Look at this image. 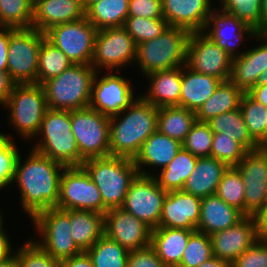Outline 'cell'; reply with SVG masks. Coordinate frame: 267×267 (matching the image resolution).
<instances>
[{"mask_svg": "<svg viewBox=\"0 0 267 267\" xmlns=\"http://www.w3.org/2000/svg\"><path fill=\"white\" fill-rule=\"evenodd\" d=\"M20 156L13 182L19 186L22 210L32 219L39 212L57 206L65 166L35 150L23 163Z\"/></svg>", "mask_w": 267, "mask_h": 267, "instance_id": "obj_1", "label": "cell"}, {"mask_svg": "<svg viewBox=\"0 0 267 267\" xmlns=\"http://www.w3.org/2000/svg\"><path fill=\"white\" fill-rule=\"evenodd\" d=\"M158 109L140 96L110 117V155L134 160L142 144L157 131Z\"/></svg>", "mask_w": 267, "mask_h": 267, "instance_id": "obj_2", "label": "cell"}, {"mask_svg": "<svg viewBox=\"0 0 267 267\" xmlns=\"http://www.w3.org/2000/svg\"><path fill=\"white\" fill-rule=\"evenodd\" d=\"M82 167L100 191L103 214L123 205L132 181L139 174L133 160L111 155L87 159Z\"/></svg>", "mask_w": 267, "mask_h": 267, "instance_id": "obj_3", "label": "cell"}, {"mask_svg": "<svg viewBox=\"0 0 267 267\" xmlns=\"http://www.w3.org/2000/svg\"><path fill=\"white\" fill-rule=\"evenodd\" d=\"M191 32L169 26L162 34L137 44L135 64L147 76L186 64L187 46Z\"/></svg>", "mask_w": 267, "mask_h": 267, "instance_id": "obj_4", "label": "cell"}, {"mask_svg": "<svg viewBox=\"0 0 267 267\" xmlns=\"http://www.w3.org/2000/svg\"><path fill=\"white\" fill-rule=\"evenodd\" d=\"M96 73L91 65L73 64L59 76L44 82L48 108L72 111L89 107Z\"/></svg>", "mask_w": 267, "mask_h": 267, "instance_id": "obj_5", "label": "cell"}, {"mask_svg": "<svg viewBox=\"0 0 267 267\" xmlns=\"http://www.w3.org/2000/svg\"><path fill=\"white\" fill-rule=\"evenodd\" d=\"M37 135H43V138L33 146V150L65 167H82L71 129V111L48 108Z\"/></svg>", "mask_w": 267, "mask_h": 267, "instance_id": "obj_6", "label": "cell"}, {"mask_svg": "<svg viewBox=\"0 0 267 267\" xmlns=\"http://www.w3.org/2000/svg\"><path fill=\"white\" fill-rule=\"evenodd\" d=\"M2 106L9 109L11 126L28 139L37 135L48 109L43 86L38 83L15 84Z\"/></svg>", "mask_w": 267, "mask_h": 267, "instance_id": "obj_7", "label": "cell"}, {"mask_svg": "<svg viewBox=\"0 0 267 267\" xmlns=\"http://www.w3.org/2000/svg\"><path fill=\"white\" fill-rule=\"evenodd\" d=\"M71 129L81 164L87 159L110 155V118L87 107L71 111Z\"/></svg>", "mask_w": 267, "mask_h": 267, "instance_id": "obj_8", "label": "cell"}, {"mask_svg": "<svg viewBox=\"0 0 267 267\" xmlns=\"http://www.w3.org/2000/svg\"><path fill=\"white\" fill-rule=\"evenodd\" d=\"M32 221L43 239L35 242L58 262L82 252L72 239L70 210L51 207L36 214Z\"/></svg>", "mask_w": 267, "mask_h": 267, "instance_id": "obj_9", "label": "cell"}, {"mask_svg": "<svg viewBox=\"0 0 267 267\" xmlns=\"http://www.w3.org/2000/svg\"><path fill=\"white\" fill-rule=\"evenodd\" d=\"M45 34L16 28L9 36L7 72L16 84L37 83L39 50Z\"/></svg>", "mask_w": 267, "mask_h": 267, "instance_id": "obj_10", "label": "cell"}, {"mask_svg": "<svg viewBox=\"0 0 267 267\" xmlns=\"http://www.w3.org/2000/svg\"><path fill=\"white\" fill-rule=\"evenodd\" d=\"M97 32L85 16L77 21L55 25L44 34L73 64L91 65Z\"/></svg>", "mask_w": 267, "mask_h": 267, "instance_id": "obj_11", "label": "cell"}, {"mask_svg": "<svg viewBox=\"0 0 267 267\" xmlns=\"http://www.w3.org/2000/svg\"><path fill=\"white\" fill-rule=\"evenodd\" d=\"M56 207L63 210H91L103 214L100 191L83 167L64 168Z\"/></svg>", "mask_w": 267, "mask_h": 267, "instance_id": "obj_12", "label": "cell"}, {"mask_svg": "<svg viewBox=\"0 0 267 267\" xmlns=\"http://www.w3.org/2000/svg\"><path fill=\"white\" fill-rule=\"evenodd\" d=\"M137 44L123 27L104 28L95 37L91 66L98 72L120 70L121 66L135 62Z\"/></svg>", "mask_w": 267, "mask_h": 267, "instance_id": "obj_13", "label": "cell"}, {"mask_svg": "<svg viewBox=\"0 0 267 267\" xmlns=\"http://www.w3.org/2000/svg\"><path fill=\"white\" fill-rule=\"evenodd\" d=\"M166 194L167 191L158 185L154 175L138 174L132 181L121 208L153 230L159 227Z\"/></svg>", "mask_w": 267, "mask_h": 267, "instance_id": "obj_14", "label": "cell"}, {"mask_svg": "<svg viewBox=\"0 0 267 267\" xmlns=\"http://www.w3.org/2000/svg\"><path fill=\"white\" fill-rule=\"evenodd\" d=\"M232 57L204 32H192L187 46L186 65L192 70L228 81L231 77Z\"/></svg>", "mask_w": 267, "mask_h": 267, "instance_id": "obj_15", "label": "cell"}, {"mask_svg": "<svg viewBox=\"0 0 267 267\" xmlns=\"http://www.w3.org/2000/svg\"><path fill=\"white\" fill-rule=\"evenodd\" d=\"M235 168L245 187V215L254 216L267 202V151L262 147L248 151Z\"/></svg>", "mask_w": 267, "mask_h": 267, "instance_id": "obj_16", "label": "cell"}, {"mask_svg": "<svg viewBox=\"0 0 267 267\" xmlns=\"http://www.w3.org/2000/svg\"><path fill=\"white\" fill-rule=\"evenodd\" d=\"M97 74L93 78L90 108L110 118L120 114L136 100L131 83L123 76L110 72L98 79Z\"/></svg>", "mask_w": 267, "mask_h": 267, "instance_id": "obj_17", "label": "cell"}, {"mask_svg": "<svg viewBox=\"0 0 267 267\" xmlns=\"http://www.w3.org/2000/svg\"><path fill=\"white\" fill-rule=\"evenodd\" d=\"M105 235L128 251L150 246L152 229L121 207L104 214Z\"/></svg>", "mask_w": 267, "mask_h": 267, "instance_id": "obj_18", "label": "cell"}, {"mask_svg": "<svg viewBox=\"0 0 267 267\" xmlns=\"http://www.w3.org/2000/svg\"><path fill=\"white\" fill-rule=\"evenodd\" d=\"M215 9L217 8H214L209 14L203 32L220 48L224 49L232 59L236 58L240 56L242 52L236 53L235 48L237 49L240 42L242 43V40H245L244 36L248 34V36L254 38L258 32L230 12L219 9L217 13ZM207 30L209 32H207Z\"/></svg>", "mask_w": 267, "mask_h": 267, "instance_id": "obj_19", "label": "cell"}, {"mask_svg": "<svg viewBox=\"0 0 267 267\" xmlns=\"http://www.w3.org/2000/svg\"><path fill=\"white\" fill-rule=\"evenodd\" d=\"M258 239L254 216H245L237 224L210 235L213 256L230 264Z\"/></svg>", "mask_w": 267, "mask_h": 267, "instance_id": "obj_20", "label": "cell"}, {"mask_svg": "<svg viewBox=\"0 0 267 267\" xmlns=\"http://www.w3.org/2000/svg\"><path fill=\"white\" fill-rule=\"evenodd\" d=\"M202 199L183 190L167 192L159 227L196 230Z\"/></svg>", "mask_w": 267, "mask_h": 267, "instance_id": "obj_21", "label": "cell"}, {"mask_svg": "<svg viewBox=\"0 0 267 267\" xmlns=\"http://www.w3.org/2000/svg\"><path fill=\"white\" fill-rule=\"evenodd\" d=\"M163 17L169 26L189 32H203L209 14L213 11L211 0H161Z\"/></svg>", "mask_w": 267, "mask_h": 267, "instance_id": "obj_22", "label": "cell"}, {"mask_svg": "<svg viewBox=\"0 0 267 267\" xmlns=\"http://www.w3.org/2000/svg\"><path fill=\"white\" fill-rule=\"evenodd\" d=\"M254 38L265 42L232 60L230 81L244 93L254 87L261 73L267 70V36L258 33Z\"/></svg>", "mask_w": 267, "mask_h": 267, "instance_id": "obj_23", "label": "cell"}, {"mask_svg": "<svg viewBox=\"0 0 267 267\" xmlns=\"http://www.w3.org/2000/svg\"><path fill=\"white\" fill-rule=\"evenodd\" d=\"M84 17L85 10L80 0H34L31 28L45 33L55 25Z\"/></svg>", "mask_w": 267, "mask_h": 267, "instance_id": "obj_24", "label": "cell"}, {"mask_svg": "<svg viewBox=\"0 0 267 267\" xmlns=\"http://www.w3.org/2000/svg\"><path fill=\"white\" fill-rule=\"evenodd\" d=\"M245 216L242 211L228 205L216 194L209 195L202 198L196 231L210 236L237 224Z\"/></svg>", "mask_w": 267, "mask_h": 267, "instance_id": "obj_25", "label": "cell"}, {"mask_svg": "<svg viewBox=\"0 0 267 267\" xmlns=\"http://www.w3.org/2000/svg\"><path fill=\"white\" fill-rule=\"evenodd\" d=\"M182 148V143L176 139L160 133H152L142 144L140 151L133 160L139 174L152 176L151 173L141 170L147 166L165 168Z\"/></svg>", "mask_w": 267, "mask_h": 267, "instance_id": "obj_26", "label": "cell"}, {"mask_svg": "<svg viewBox=\"0 0 267 267\" xmlns=\"http://www.w3.org/2000/svg\"><path fill=\"white\" fill-rule=\"evenodd\" d=\"M150 82L148 93L141 97L157 108L180 106L182 66L150 73L146 76Z\"/></svg>", "mask_w": 267, "mask_h": 267, "instance_id": "obj_27", "label": "cell"}, {"mask_svg": "<svg viewBox=\"0 0 267 267\" xmlns=\"http://www.w3.org/2000/svg\"><path fill=\"white\" fill-rule=\"evenodd\" d=\"M221 82L213 76L200 74L184 64L182 66L180 107L197 112L213 95Z\"/></svg>", "mask_w": 267, "mask_h": 267, "instance_id": "obj_28", "label": "cell"}, {"mask_svg": "<svg viewBox=\"0 0 267 267\" xmlns=\"http://www.w3.org/2000/svg\"><path fill=\"white\" fill-rule=\"evenodd\" d=\"M228 166L214 157L197 158L193 172L184 184L183 191L199 198L216 193L217 187Z\"/></svg>", "mask_w": 267, "mask_h": 267, "instance_id": "obj_29", "label": "cell"}, {"mask_svg": "<svg viewBox=\"0 0 267 267\" xmlns=\"http://www.w3.org/2000/svg\"><path fill=\"white\" fill-rule=\"evenodd\" d=\"M195 231L158 227L151 232L150 246L167 267L179 266L187 242Z\"/></svg>", "mask_w": 267, "mask_h": 267, "instance_id": "obj_30", "label": "cell"}, {"mask_svg": "<svg viewBox=\"0 0 267 267\" xmlns=\"http://www.w3.org/2000/svg\"><path fill=\"white\" fill-rule=\"evenodd\" d=\"M71 235L81 251L90 249L104 234V214L91 210H70Z\"/></svg>", "mask_w": 267, "mask_h": 267, "instance_id": "obj_31", "label": "cell"}, {"mask_svg": "<svg viewBox=\"0 0 267 267\" xmlns=\"http://www.w3.org/2000/svg\"><path fill=\"white\" fill-rule=\"evenodd\" d=\"M243 94L230 80L221 82L213 95L196 112V121L207 123L220 114L238 109Z\"/></svg>", "mask_w": 267, "mask_h": 267, "instance_id": "obj_32", "label": "cell"}, {"mask_svg": "<svg viewBox=\"0 0 267 267\" xmlns=\"http://www.w3.org/2000/svg\"><path fill=\"white\" fill-rule=\"evenodd\" d=\"M197 158L181 148L169 164L160 169V174L157 176L154 174L158 185L167 192L182 190L189 175L195 169Z\"/></svg>", "mask_w": 267, "mask_h": 267, "instance_id": "obj_33", "label": "cell"}, {"mask_svg": "<svg viewBox=\"0 0 267 267\" xmlns=\"http://www.w3.org/2000/svg\"><path fill=\"white\" fill-rule=\"evenodd\" d=\"M195 122L196 112L184 107L166 106L158 109L157 130L181 143Z\"/></svg>", "mask_w": 267, "mask_h": 267, "instance_id": "obj_34", "label": "cell"}, {"mask_svg": "<svg viewBox=\"0 0 267 267\" xmlns=\"http://www.w3.org/2000/svg\"><path fill=\"white\" fill-rule=\"evenodd\" d=\"M207 123L213 133L224 132L225 136L236 140L247 151L261 147L249 134L240 108L220 114Z\"/></svg>", "mask_w": 267, "mask_h": 267, "instance_id": "obj_35", "label": "cell"}, {"mask_svg": "<svg viewBox=\"0 0 267 267\" xmlns=\"http://www.w3.org/2000/svg\"><path fill=\"white\" fill-rule=\"evenodd\" d=\"M129 0H101L92 4L85 16L97 30L123 27L128 17Z\"/></svg>", "mask_w": 267, "mask_h": 267, "instance_id": "obj_36", "label": "cell"}, {"mask_svg": "<svg viewBox=\"0 0 267 267\" xmlns=\"http://www.w3.org/2000/svg\"><path fill=\"white\" fill-rule=\"evenodd\" d=\"M70 59L46 38L41 42L37 70V83L42 85L49 79L59 76L72 66Z\"/></svg>", "mask_w": 267, "mask_h": 267, "instance_id": "obj_37", "label": "cell"}, {"mask_svg": "<svg viewBox=\"0 0 267 267\" xmlns=\"http://www.w3.org/2000/svg\"><path fill=\"white\" fill-rule=\"evenodd\" d=\"M244 122L251 137L262 146L267 141V107L245 92L240 101Z\"/></svg>", "mask_w": 267, "mask_h": 267, "instance_id": "obj_38", "label": "cell"}, {"mask_svg": "<svg viewBox=\"0 0 267 267\" xmlns=\"http://www.w3.org/2000/svg\"><path fill=\"white\" fill-rule=\"evenodd\" d=\"M86 252L94 267H127L129 251L105 234Z\"/></svg>", "mask_w": 267, "mask_h": 267, "instance_id": "obj_39", "label": "cell"}, {"mask_svg": "<svg viewBox=\"0 0 267 267\" xmlns=\"http://www.w3.org/2000/svg\"><path fill=\"white\" fill-rule=\"evenodd\" d=\"M34 0H0V26L31 28Z\"/></svg>", "mask_w": 267, "mask_h": 267, "instance_id": "obj_40", "label": "cell"}, {"mask_svg": "<svg viewBox=\"0 0 267 267\" xmlns=\"http://www.w3.org/2000/svg\"><path fill=\"white\" fill-rule=\"evenodd\" d=\"M244 191L245 187L240 172L235 167H228L215 194L228 205L236 207L245 214Z\"/></svg>", "mask_w": 267, "mask_h": 267, "instance_id": "obj_41", "label": "cell"}, {"mask_svg": "<svg viewBox=\"0 0 267 267\" xmlns=\"http://www.w3.org/2000/svg\"><path fill=\"white\" fill-rule=\"evenodd\" d=\"M169 27L165 18H145L128 16L123 28L131 35L136 44L154 39Z\"/></svg>", "mask_w": 267, "mask_h": 267, "instance_id": "obj_42", "label": "cell"}, {"mask_svg": "<svg viewBox=\"0 0 267 267\" xmlns=\"http://www.w3.org/2000/svg\"><path fill=\"white\" fill-rule=\"evenodd\" d=\"M212 256L210 236L195 231L187 242L178 267H197Z\"/></svg>", "mask_w": 267, "mask_h": 267, "instance_id": "obj_43", "label": "cell"}, {"mask_svg": "<svg viewBox=\"0 0 267 267\" xmlns=\"http://www.w3.org/2000/svg\"><path fill=\"white\" fill-rule=\"evenodd\" d=\"M213 134L208 123L196 121L182 142V148L198 158L210 157Z\"/></svg>", "mask_w": 267, "mask_h": 267, "instance_id": "obj_44", "label": "cell"}, {"mask_svg": "<svg viewBox=\"0 0 267 267\" xmlns=\"http://www.w3.org/2000/svg\"><path fill=\"white\" fill-rule=\"evenodd\" d=\"M248 151L236 140L223 133H214L211 157L225 163L228 167H235Z\"/></svg>", "mask_w": 267, "mask_h": 267, "instance_id": "obj_45", "label": "cell"}, {"mask_svg": "<svg viewBox=\"0 0 267 267\" xmlns=\"http://www.w3.org/2000/svg\"><path fill=\"white\" fill-rule=\"evenodd\" d=\"M218 9L237 16L246 25L261 33V0H221Z\"/></svg>", "mask_w": 267, "mask_h": 267, "instance_id": "obj_46", "label": "cell"}, {"mask_svg": "<svg viewBox=\"0 0 267 267\" xmlns=\"http://www.w3.org/2000/svg\"><path fill=\"white\" fill-rule=\"evenodd\" d=\"M11 137L0 132V189L12 184L19 151Z\"/></svg>", "mask_w": 267, "mask_h": 267, "instance_id": "obj_47", "label": "cell"}, {"mask_svg": "<svg viewBox=\"0 0 267 267\" xmlns=\"http://www.w3.org/2000/svg\"><path fill=\"white\" fill-rule=\"evenodd\" d=\"M16 250L18 267H57L58 261L42 249L35 239Z\"/></svg>", "mask_w": 267, "mask_h": 267, "instance_id": "obj_48", "label": "cell"}, {"mask_svg": "<svg viewBox=\"0 0 267 267\" xmlns=\"http://www.w3.org/2000/svg\"><path fill=\"white\" fill-rule=\"evenodd\" d=\"M231 267H267V240L258 239L235 259Z\"/></svg>", "mask_w": 267, "mask_h": 267, "instance_id": "obj_49", "label": "cell"}, {"mask_svg": "<svg viewBox=\"0 0 267 267\" xmlns=\"http://www.w3.org/2000/svg\"><path fill=\"white\" fill-rule=\"evenodd\" d=\"M128 16L164 18L161 0H129Z\"/></svg>", "mask_w": 267, "mask_h": 267, "instance_id": "obj_50", "label": "cell"}, {"mask_svg": "<svg viewBox=\"0 0 267 267\" xmlns=\"http://www.w3.org/2000/svg\"><path fill=\"white\" fill-rule=\"evenodd\" d=\"M127 267H167L151 247L129 251Z\"/></svg>", "mask_w": 267, "mask_h": 267, "instance_id": "obj_51", "label": "cell"}, {"mask_svg": "<svg viewBox=\"0 0 267 267\" xmlns=\"http://www.w3.org/2000/svg\"><path fill=\"white\" fill-rule=\"evenodd\" d=\"M16 28L0 26V71H7L9 36Z\"/></svg>", "mask_w": 267, "mask_h": 267, "instance_id": "obj_52", "label": "cell"}, {"mask_svg": "<svg viewBox=\"0 0 267 267\" xmlns=\"http://www.w3.org/2000/svg\"><path fill=\"white\" fill-rule=\"evenodd\" d=\"M57 267H94L86 251L58 262Z\"/></svg>", "mask_w": 267, "mask_h": 267, "instance_id": "obj_53", "label": "cell"}, {"mask_svg": "<svg viewBox=\"0 0 267 267\" xmlns=\"http://www.w3.org/2000/svg\"><path fill=\"white\" fill-rule=\"evenodd\" d=\"M16 83L7 71H0V104L3 105L12 93Z\"/></svg>", "mask_w": 267, "mask_h": 267, "instance_id": "obj_54", "label": "cell"}, {"mask_svg": "<svg viewBox=\"0 0 267 267\" xmlns=\"http://www.w3.org/2000/svg\"><path fill=\"white\" fill-rule=\"evenodd\" d=\"M257 225V235L260 240H267V202L263 208L254 215Z\"/></svg>", "mask_w": 267, "mask_h": 267, "instance_id": "obj_55", "label": "cell"}, {"mask_svg": "<svg viewBox=\"0 0 267 267\" xmlns=\"http://www.w3.org/2000/svg\"><path fill=\"white\" fill-rule=\"evenodd\" d=\"M255 101L267 107V85H255L247 92Z\"/></svg>", "mask_w": 267, "mask_h": 267, "instance_id": "obj_56", "label": "cell"}, {"mask_svg": "<svg viewBox=\"0 0 267 267\" xmlns=\"http://www.w3.org/2000/svg\"><path fill=\"white\" fill-rule=\"evenodd\" d=\"M8 238L5 230H0V262L13 255L11 253L12 246Z\"/></svg>", "mask_w": 267, "mask_h": 267, "instance_id": "obj_57", "label": "cell"}, {"mask_svg": "<svg viewBox=\"0 0 267 267\" xmlns=\"http://www.w3.org/2000/svg\"><path fill=\"white\" fill-rule=\"evenodd\" d=\"M197 267H231V264L216 256H212Z\"/></svg>", "mask_w": 267, "mask_h": 267, "instance_id": "obj_58", "label": "cell"}, {"mask_svg": "<svg viewBox=\"0 0 267 267\" xmlns=\"http://www.w3.org/2000/svg\"><path fill=\"white\" fill-rule=\"evenodd\" d=\"M267 29V0H261V33Z\"/></svg>", "mask_w": 267, "mask_h": 267, "instance_id": "obj_59", "label": "cell"}, {"mask_svg": "<svg viewBox=\"0 0 267 267\" xmlns=\"http://www.w3.org/2000/svg\"><path fill=\"white\" fill-rule=\"evenodd\" d=\"M0 267H18L17 255L14 253L10 257L0 262Z\"/></svg>", "mask_w": 267, "mask_h": 267, "instance_id": "obj_60", "label": "cell"}, {"mask_svg": "<svg viewBox=\"0 0 267 267\" xmlns=\"http://www.w3.org/2000/svg\"><path fill=\"white\" fill-rule=\"evenodd\" d=\"M256 85H267V70L261 73Z\"/></svg>", "mask_w": 267, "mask_h": 267, "instance_id": "obj_61", "label": "cell"}, {"mask_svg": "<svg viewBox=\"0 0 267 267\" xmlns=\"http://www.w3.org/2000/svg\"><path fill=\"white\" fill-rule=\"evenodd\" d=\"M80 1L82 4V7L86 11L92 4H94L96 2H100L101 0H80Z\"/></svg>", "mask_w": 267, "mask_h": 267, "instance_id": "obj_62", "label": "cell"}, {"mask_svg": "<svg viewBox=\"0 0 267 267\" xmlns=\"http://www.w3.org/2000/svg\"><path fill=\"white\" fill-rule=\"evenodd\" d=\"M2 212H0V230L3 229L4 225L3 224V220H2V215H1Z\"/></svg>", "mask_w": 267, "mask_h": 267, "instance_id": "obj_63", "label": "cell"}, {"mask_svg": "<svg viewBox=\"0 0 267 267\" xmlns=\"http://www.w3.org/2000/svg\"><path fill=\"white\" fill-rule=\"evenodd\" d=\"M261 147L267 151V141Z\"/></svg>", "mask_w": 267, "mask_h": 267, "instance_id": "obj_64", "label": "cell"}, {"mask_svg": "<svg viewBox=\"0 0 267 267\" xmlns=\"http://www.w3.org/2000/svg\"><path fill=\"white\" fill-rule=\"evenodd\" d=\"M263 34L267 36V29L263 32Z\"/></svg>", "mask_w": 267, "mask_h": 267, "instance_id": "obj_65", "label": "cell"}]
</instances>
